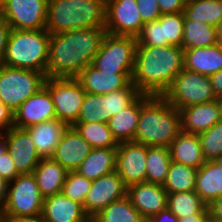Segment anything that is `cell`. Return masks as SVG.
<instances>
[{
  "instance_id": "1",
  "label": "cell",
  "mask_w": 222,
  "mask_h": 222,
  "mask_svg": "<svg viewBox=\"0 0 222 222\" xmlns=\"http://www.w3.org/2000/svg\"><path fill=\"white\" fill-rule=\"evenodd\" d=\"M105 27L83 28L51 34L47 78H76L99 51Z\"/></svg>"
},
{
  "instance_id": "2",
  "label": "cell",
  "mask_w": 222,
  "mask_h": 222,
  "mask_svg": "<svg viewBox=\"0 0 222 222\" xmlns=\"http://www.w3.org/2000/svg\"><path fill=\"white\" fill-rule=\"evenodd\" d=\"M183 69L182 47L137 45L131 82L141 94L163 96Z\"/></svg>"
},
{
  "instance_id": "3",
  "label": "cell",
  "mask_w": 222,
  "mask_h": 222,
  "mask_svg": "<svg viewBox=\"0 0 222 222\" xmlns=\"http://www.w3.org/2000/svg\"><path fill=\"white\" fill-rule=\"evenodd\" d=\"M180 132V110L163 96L141 94V110L134 142L169 147Z\"/></svg>"
},
{
  "instance_id": "4",
  "label": "cell",
  "mask_w": 222,
  "mask_h": 222,
  "mask_svg": "<svg viewBox=\"0 0 222 222\" xmlns=\"http://www.w3.org/2000/svg\"><path fill=\"white\" fill-rule=\"evenodd\" d=\"M106 0H48L45 29L50 34L105 27Z\"/></svg>"
},
{
  "instance_id": "5",
  "label": "cell",
  "mask_w": 222,
  "mask_h": 222,
  "mask_svg": "<svg viewBox=\"0 0 222 222\" xmlns=\"http://www.w3.org/2000/svg\"><path fill=\"white\" fill-rule=\"evenodd\" d=\"M50 37L46 29H11L2 65L46 74Z\"/></svg>"
},
{
  "instance_id": "6",
  "label": "cell",
  "mask_w": 222,
  "mask_h": 222,
  "mask_svg": "<svg viewBox=\"0 0 222 222\" xmlns=\"http://www.w3.org/2000/svg\"><path fill=\"white\" fill-rule=\"evenodd\" d=\"M46 74L0 65V102L13 113L44 87Z\"/></svg>"
},
{
  "instance_id": "7",
  "label": "cell",
  "mask_w": 222,
  "mask_h": 222,
  "mask_svg": "<svg viewBox=\"0 0 222 222\" xmlns=\"http://www.w3.org/2000/svg\"><path fill=\"white\" fill-rule=\"evenodd\" d=\"M137 37L106 33L92 65L101 72L133 73Z\"/></svg>"
},
{
  "instance_id": "8",
  "label": "cell",
  "mask_w": 222,
  "mask_h": 222,
  "mask_svg": "<svg viewBox=\"0 0 222 222\" xmlns=\"http://www.w3.org/2000/svg\"><path fill=\"white\" fill-rule=\"evenodd\" d=\"M140 94L133 83L126 89L112 91L104 95L86 93L76 123L103 122L108 124L113 115L123 111Z\"/></svg>"
},
{
  "instance_id": "9",
  "label": "cell",
  "mask_w": 222,
  "mask_h": 222,
  "mask_svg": "<svg viewBox=\"0 0 222 222\" xmlns=\"http://www.w3.org/2000/svg\"><path fill=\"white\" fill-rule=\"evenodd\" d=\"M163 97L178 110L217 100L209 76L183 69Z\"/></svg>"
},
{
  "instance_id": "10",
  "label": "cell",
  "mask_w": 222,
  "mask_h": 222,
  "mask_svg": "<svg viewBox=\"0 0 222 222\" xmlns=\"http://www.w3.org/2000/svg\"><path fill=\"white\" fill-rule=\"evenodd\" d=\"M44 197L34 175L19 174L8 182L7 198L1 206V216H36L42 214Z\"/></svg>"
},
{
  "instance_id": "11",
  "label": "cell",
  "mask_w": 222,
  "mask_h": 222,
  "mask_svg": "<svg viewBox=\"0 0 222 222\" xmlns=\"http://www.w3.org/2000/svg\"><path fill=\"white\" fill-rule=\"evenodd\" d=\"M52 97L56 119L73 126L85 97V90L76 78H47L44 85Z\"/></svg>"
},
{
  "instance_id": "12",
  "label": "cell",
  "mask_w": 222,
  "mask_h": 222,
  "mask_svg": "<svg viewBox=\"0 0 222 222\" xmlns=\"http://www.w3.org/2000/svg\"><path fill=\"white\" fill-rule=\"evenodd\" d=\"M48 0H5L1 16L11 29H45Z\"/></svg>"
},
{
  "instance_id": "13",
  "label": "cell",
  "mask_w": 222,
  "mask_h": 222,
  "mask_svg": "<svg viewBox=\"0 0 222 222\" xmlns=\"http://www.w3.org/2000/svg\"><path fill=\"white\" fill-rule=\"evenodd\" d=\"M143 25L136 0H106V33L137 37Z\"/></svg>"
},
{
  "instance_id": "14",
  "label": "cell",
  "mask_w": 222,
  "mask_h": 222,
  "mask_svg": "<svg viewBox=\"0 0 222 222\" xmlns=\"http://www.w3.org/2000/svg\"><path fill=\"white\" fill-rule=\"evenodd\" d=\"M128 186L116 171L93 180L84 201L83 209L93 218L112 202L127 196Z\"/></svg>"
},
{
  "instance_id": "15",
  "label": "cell",
  "mask_w": 222,
  "mask_h": 222,
  "mask_svg": "<svg viewBox=\"0 0 222 222\" xmlns=\"http://www.w3.org/2000/svg\"><path fill=\"white\" fill-rule=\"evenodd\" d=\"M146 156L147 145L134 141L119 143L116 172L127 186L146 182Z\"/></svg>"
},
{
  "instance_id": "16",
  "label": "cell",
  "mask_w": 222,
  "mask_h": 222,
  "mask_svg": "<svg viewBox=\"0 0 222 222\" xmlns=\"http://www.w3.org/2000/svg\"><path fill=\"white\" fill-rule=\"evenodd\" d=\"M52 119H56L55 107L50 92L44 86L14 112V127L26 129Z\"/></svg>"
},
{
  "instance_id": "17",
  "label": "cell",
  "mask_w": 222,
  "mask_h": 222,
  "mask_svg": "<svg viewBox=\"0 0 222 222\" xmlns=\"http://www.w3.org/2000/svg\"><path fill=\"white\" fill-rule=\"evenodd\" d=\"M7 151L19 174H31L42 159L35 148L30 134L17 127L6 131Z\"/></svg>"
},
{
  "instance_id": "18",
  "label": "cell",
  "mask_w": 222,
  "mask_h": 222,
  "mask_svg": "<svg viewBox=\"0 0 222 222\" xmlns=\"http://www.w3.org/2000/svg\"><path fill=\"white\" fill-rule=\"evenodd\" d=\"M127 196L144 220L167 208L168 193L160 184L134 183L128 186Z\"/></svg>"
},
{
  "instance_id": "19",
  "label": "cell",
  "mask_w": 222,
  "mask_h": 222,
  "mask_svg": "<svg viewBox=\"0 0 222 222\" xmlns=\"http://www.w3.org/2000/svg\"><path fill=\"white\" fill-rule=\"evenodd\" d=\"M133 73L101 72L92 64L83 69L76 79L86 93L104 95L126 89L132 82Z\"/></svg>"
},
{
  "instance_id": "20",
  "label": "cell",
  "mask_w": 222,
  "mask_h": 222,
  "mask_svg": "<svg viewBox=\"0 0 222 222\" xmlns=\"http://www.w3.org/2000/svg\"><path fill=\"white\" fill-rule=\"evenodd\" d=\"M92 149L75 128L70 126L61 137L51 158L67 171H76Z\"/></svg>"
},
{
  "instance_id": "21",
  "label": "cell",
  "mask_w": 222,
  "mask_h": 222,
  "mask_svg": "<svg viewBox=\"0 0 222 222\" xmlns=\"http://www.w3.org/2000/svg\"><path fill=\"white\" fill-rule=\"evenodd\" d=\"M181 131L199 135L222 120L219 100L180 109Z\"/></svg>"
},
{
  "instance_id": "22",
  "label": "cell",
  "mask_w": 222,
  "mask_h": 222,
  "mask_svg": "<svg viewBox=\"0 0 222 222\" xmlns=\"http://www.w3.org/2000/svg\"><path fill=\"white\" fill-rule=\"evenodd\" d=\"M42 215L46 222H85L89 218L82 204L62 192L44 198Z\"/></svg>"
},
{
  "instance_id": "23",
  "label": "cell",
  "mask_w": 222,
  "mask_h": 222,
  "mask_svg": "<svg viewBox=\"0 0 222 222\" xmlns=\"http://www.w3.org/2000/svg\"><path fill=\"white\" fill-rule=\"evenodd\" d=\"M69 126L58 119L44 121L25 130L30 134L41 158H51L61 137Z\"/></svg>"
},
{
  "instance_id": "24",
  "label": "cell",
  "mask_w": 222,
  "mask_h": 222,
  "mask_svg": "<svg viewBox=\"0 0 222 222\" xmlns=\"http://www.w3.org/2000/svg\"><path fill=\"white\" fill-rule=\"evenodd\" d=\"M184 68L210 77L222 69V47L184 49Z\"/></svg>"
},
{
  "instance_id": "25",
  "label": "cell",
  "mask_w": 222,
  "mask_h": 222,
  "mask_svg": "<svg viewBox=\"0 0 222 222\" xmlns=\"http://www.w3.org/2000/svg\"><path fill=\"white\" fill-rule=\"evenodd\" d=\"M171 160L199 169L204 163V156L199 135L181 131L169 145Z\"/></svg>"
},
{
  "instance_id": "26",
  "label": "cell",
  "mask_w": 222,
  "mask_h": 222,
  "mask_svg": "<svg viewBox=\"0 0 222 222\" xmlns=\"http://www.w3.org/2000/svg\"><path fill=\"white\" fill-rule=\"evenodd\" d=\"M32 174L45 198L61 193L68 171L52 158H42Z\"/></svg>"
},
{
  "instance_id": "27",
  "label": "cell",
  "mask_w": 222,
  "mask_h": 222,
  "mask_svg": "<svg viewBox=\"0 0 222 222\" xmlns=\"http://www.w3.org/2000/svg\"><path fill=\"white\" fill-rule=\"evenodd\" d=\"M195 192L207 206L222 196V168L215 161H205L198 169Z\"/></svg>"
},
{
  "instance_id": "28",
  "label": "cell",
  "mask_w": 222,
  "mask_h": 222,
  "mask_svg": "<svg viewBox=\"0 0 222 222\" xmlns=\"http://www.w3.org/2000/svg\"><path fill=\"white\" fill-rule=\"evenodd\" d=\"M116 162L117 148H93L76 171L95 180L116 171Z\"/></svg>"
},
{
  "instance_id": "29",
  "label": "cell",
  "mask_w": 222,
  "mask_h": 222,
  "mask_svg": "<svg viewBox=\"0 0 222 222\" xmlns=\"http://www.w3.org/2000/svg\"><path fill=\"white\" fill-rule=\"evenodd\" d=\"M141 110V94L123 111L113 115L108 126L118 143L133 141Z\"/></svg>"
},
{
  "instance_id": "30",
  "label": "cell",
  "mask_w": 222,
  "mask_h": 222,
  "mask_svg": "<svg viewBox=\"0 0 222 222\" xmlns=\"http://www.w3.org/2000/svg\"><path fill=\"white\" fill-rule=\"evenodd\" d=\"M217 44V28L188 19L184 15L182 48H202Z\"/></svg>"
},
{
  "instance_id": "31",
  "label": "cell",
  "mask_w": 222,
  "mask_h": 222,
  "mask_svg": "<svg viewBox=\"0 0 222 222\" xmlns=\"http://www.w3.org/2000/svg\"><path fill=\"white\" fill-rule=\"evenodd\" d=\"M171 161L169 147L147 146L146 182L163 185Z\"/></svg>"
},
{
  "instance_id": "32",
  "label": "cell",
  "mask_w": 222,
  "mask_h": 222,
  "mask_svg": "<svg viewBox=\"0 0 222 222\" xmlns=\"http://www.w3.org/2000/svg\"><path fill=\"white\" fill-rule=\"evenodd\" d=\"M184 15L217 28L222 20V0H187Z\"/></svg>"
},
{
  "instance_id": "33",
  "label": "cell",
  "mask_w": 222,
  "mask_h": 222,
  "mask_svg": "<svg viewBox=\"0 0 222 222\" xmlns=\"http://www.w3.org/2000/svg\"><path fill=\"white\" fill-rule=\"evenodd\" d=\"M197 168L171 161L163 184L168 194L195 191Z\"/></svg>"
},
{
  "instance_id": "34",
  "label": "cell",
  "mask_w": 222,
  "mask_h": 222,
  "mask_svg": "<svg viewBox=\"0 0 222 222\" xmlns=\"http://www.w3.org/2000/svg\"><path fill=\"white\" fill-rule=\"evenodd\" d=\"M167 208L178 218L209 213L208 206L195 191L168 194Z\"/></svg>"
},
{
  "instance_id": "35",
  "label": "cell",
  "mask_w": 222,
  "mask_h": 222,
  "mask_svg": "<svg viewBox=\"0 0 222 222\" xmlns=\"http://www.w3.org/2000/svg\"><path fill=\"white\" fill-rule=\"evenodd\" d=\"M93 219L96 222H145L128 196L112 202Z\"/></svg>"
},
{
  "instance_id": "36",
  "label": "cell",
  "mask_w": 222,
  "mask_h": 222,
  "mask_svg": "<svg viewBox=\"0 0 222 222\" xmlns=\"http://www.w3.org/2000/svg\"><path fill=\"white\" fill-rule=\"evenodd\" d=\"M73 127L92 148H117L119 145L106 123H75Z\"/></svg>"
},
{
  "instance_id": "37",
  "label": "cell",
  "mask_w": 222,
  "mask_h": 222,
  "mask_svg": "<svg viewBox=\"0 0 222 222\" xmlns=\"http://www.w3.org/2000/svg\"><path fill=\"white\" fill-rule=\"evenodd\" d=\"M205 161H214L222 155V120L199 134Z\"/></svg>"
},
{
  "instance_id": "38",
  "label": "cell",
  "mask_w": 222,
  "mask_h": 222,
  "mask_svg": "<svg viewBox=\"0 0 222 222\" xmlns=\"http://www.w3.org/2000/svg\"><path fill=\"white\" fill-rule=\"evenodd\" d=\"M92 182L93 180L80 175L77 171H68L61 192L65 197L84 205Z\"/></svg>"
},
{
  "instance_id": "39",
  "label": "cell",
  "mask_w": 222,
  "mask_h": 222,
  "mask_svg": "<svg viewBox=\"0 0 222 222\" xmlns=\"http://www.w3.org/2000/svg\"><path fill=\"white\" fill-rule=\"evenodd\" d=\"M157 20L162 25L163 41H168L171 45L182 47L184 12L162 14Z\"/></svg>"
},
{
  "instance_id": "40",
  "label": "cell",
  "mask_w": 222,
  "mask_h": 222,
  "mask_svg": "<svg viewBox=\"0 0 222 222\" xmlns=\"http://www.w3.org/2000/svg\"><path fill=\"white\" fill-rule=\"evenodd\" d=\"M137 45L166 46L171 44L163 41L162 25L155 20L143 25L141 33L137 36Z\"/></svg>"
},
{
  "instance_id": "41",
  "label": "cell",
  "mask_w": 222,
  "mask_h": 222,
  "mask_svg": "<svg viewBox=\"0 0 222 222\" xmlns=\"http://www.w3.org/2000/svg\"><path fill=\"white\" fill-rule=\"evenodd\" d=\"M136 3L144 24L155 21L162 15L157 0H136Z\"/></svg>"
},
{
  "instance_id": "42",
  "label": "cell",
  "mask_w": 222,
  "mask_h": 222,
  "mask_svg": "<svg viewBox=\"0 0 222 222\" xmlns=\"http://www.w3.org/2000/svg\"><path fill=\"white\" fill-rule=\"evenodd\" d=\"M19 173L17 172L13 159L8 151H6L0 158V177L7 182L14 180Z\"/></svg>"
},
{
  "instance_id": "43",
  "label": "cell",
  "mask_w": 222,
  "mask_h": 222,
  "mask_svg": "<svg viewBox=\"0 0 222 222\" xmlns=\"http://www.w3.org/2000/svg\"><path fill=\"white\" fill-rule=\"evenodd\" d=\"M187 0H157L162 14H174L184 12Z\"/></svg>"
},
{
  "instance_id": "44",
  "label": "cell",
  "mask_w": 222,
  "mask_h": 222,
  "mask_svg": "<svg viewBox=\"0 0 222 222\" xmlns=\"http://www.w3.org/2000/svg\"><path fill=\"white\" fill-rule=\"evenodd\" d=\"M10 31L11 28L9 24L0 15V65L2 64L6 54V47Z\"/></svg>"
},
{
  "instance_id": "45",
  "label": "cell",
  "mask_w": 222,
  "mask_h": 222,
  "mask_svg": "<svg viewBox=\"0 0 222 222\" xmlns=\"http://www.w3.org/2000/svg\"><path fill=\"white\" fill-rule=\"evenodd\" d=\"M14 126V113L0 102V132L8 131Z\"/></svg>"
},
{
  "instance_id": "46",
  "label": "cell",
  "mask_w": 222,
  "mask_h": 222,
  "mask_svg": "<svg viewBox=\"0 0 222 222\" xmlns=\"http://www.w3.org/2000/svg\"><path fill=\"white\" fill-rule=\"evenodd\" d=\"M208 210L210 222H222V196L213 201Z\"/></svg>"
},
{
  "instance_id": "47",
  "label": "cell",
  "mask_w": 222,
  "mask_h": 222,
  "mask_svg": "<svg viewBox=\"0 0 222 222\" xmlns=\"http://www.w3.org/2000/svg\"><path fill=\"white\" fill-rule=\"evenodd\" d=\"M145 222H179V218L168 208H165L156 215L147 218Z\"/></svg>"
},
{
  "instance_id": "48",
  "label": "cell",
  "mask_w": 222,
  "mask_h": 222,
  "mask_svg": "<svg viewBox=\"0 0 222 222\" xmlns=\"http://www.w3.org/2000/svg\"><path fill=\"white\" fill-rule=\"evenodd\" d=\"M0 222H46L42 214L36 216H0Z\"/></svg>"
},
{
  "instance_id": "49",
  "label": "cell",
  "mask_w": 222,
  "mask_h": 222,
  "mask_svg": "<svg viewBox=\"0 0 222 222\" xmlns=\"http://www.w3.org/2000/svg\"><path fill=\"white\" fill-rule=\"evenodd\" d=\"M213 91L217 99L222 97V69L210 76Z\"/></svg>"
},
{
  "instance_id": "50",
  "label": "cell",
  "mask_w": 222,
  "mask_h": 222,
  "mask_svg": "<svg viewBox=\"0 0 222 222\" xmlns=\"http://www.w3.org/2000/svg\"><path fill=\"white\" fill-rule=\"evenodd\" d=\"M179 222H210L209 213H196L192 216L181 217Z\"/></svg>"
},
{
  "instance_id": "51",
  "label": "cell",
  "mask_w": 222,
  "mask_h": 222,
  "mask_svg": "<svg viewBox=\"0 0 222 222\" xmlns=\"http://www.w3.org/2000/svg\"><path fill=\"white\" fill-rule=\"evenodd\" d=\"M8 182L0 177V205L2 206L7 198Z\"/></svg>"
},
{
  "instance_id": "52",
  "label": "cell",
  "mask_w": 222,
  "mask_h": 222,
  "mask_svg": "<svg viewBox=\"0 0 222 222\" xmlns=\"http://www.w3.org/2000/svg\"><path fill=\"white\" fill-rule=\"evenodd\" d=\"M5 133V134H4ZM7 151L6 132H0V158Z\"/></svg>"
},
{
  "instance_id": "53",
  "label": "cell",
  "mask_w": 222,
  "mask_h": 222,
  "mask_svg": "<svg viewBox=\"0 0 222 222\" xmlns=\"http://www.w3.org/2000/svg\"><path fill=\"white\" fill-rule=\"evenodd\" d=\"M217 44L222 47V20L217 27Z\"/></svg>"
},
{
  "instance_id": "54",
  "label": "cell",
  "mask_w": 222,
  "mask_h": 222,
  "mask_svg": "<svg viewBox=\"0 0 222 222\" xmlns=\"http://www.w3.org/2000/svg\"><path fill=\"white\" fill-rule=\"evenodd\" d=\"M220 168H222V155L214 160Z\"/></svg>"
},
{
  "instance_id": "55",
  "label": "cell",
  "mask_w": 222,
  "mask_h": 222,
  "mask_svg": "<svg viewBox=\"0 0 222 222\" xmlns=\"http://www.w3.org/2000/svg\"><path fill=\"white\" fill-rule=\"evenodd\" d=\"M4 2H5V0H0V14H1L2 9L4 7Z\"/></svg>"
},
{
  "instance_id": "56",
  "label": "cell",
  "mask_w": 222,
  "mask_h": 222,
  "mask_svg": "<svg viewBox=\"0 0 222 222\" xmlns=\"http://www.w3.org/2000/svg\"><path fill=\"white\" fill-rule=\"evenodd\" d=\"M85 222H96L93 218H88Z\"/></svg>"
},
{
  "instance_id": "57",
  "label": "cell",
  "mask_w": 222,
  "mask_h": 222,
  "mask_svg": "<svg viewBox=\"0 0 222 222\" xmlns=\"http://www.w3.org/2000/svg\"><path fill=\"white\" fill-rule=\"evenodd\" d=\"M222 107V97L218 99Z\"/></svg>"
}]
</instances>
